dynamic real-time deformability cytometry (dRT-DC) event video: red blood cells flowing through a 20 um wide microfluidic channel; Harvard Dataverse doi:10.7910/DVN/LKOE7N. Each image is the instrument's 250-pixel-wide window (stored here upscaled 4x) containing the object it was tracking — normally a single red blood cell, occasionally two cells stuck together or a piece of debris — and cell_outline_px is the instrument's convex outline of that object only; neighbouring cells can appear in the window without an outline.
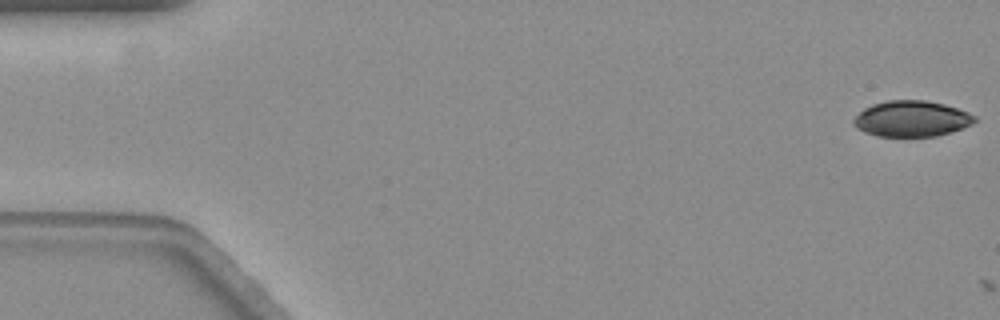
{"species": "common noctule bat (a hibernating species)", "species_latin": "Nyctalus noctula", "temperature_condition": "warm", "stored_images_in_passage": 2, "camera_frame_rate_fps": 3000, "um_per_image_px": 0.085, "animal": {"sex": "female", "body_mass_g": 19.3, "forearm_length_mm": 54.1}, "frame": {"image": 1, "passage_image": 1, "time_ms": 0.0, "image_size_px": [1000, 320], "cell_outline_px": [[976, 120], [960, 128], [936, 136], [876, 136], [864, 132], [856, 128], [852, 124], [852, 120], [864, 108], [872, 104], [888, 100], [924, 100], [944, 104], [968, 112], [976, 116]], "centroid_in_image_um": [77.42, 10.08], "position_along_channel_um": 7.6, "area_um2": 25.09}}